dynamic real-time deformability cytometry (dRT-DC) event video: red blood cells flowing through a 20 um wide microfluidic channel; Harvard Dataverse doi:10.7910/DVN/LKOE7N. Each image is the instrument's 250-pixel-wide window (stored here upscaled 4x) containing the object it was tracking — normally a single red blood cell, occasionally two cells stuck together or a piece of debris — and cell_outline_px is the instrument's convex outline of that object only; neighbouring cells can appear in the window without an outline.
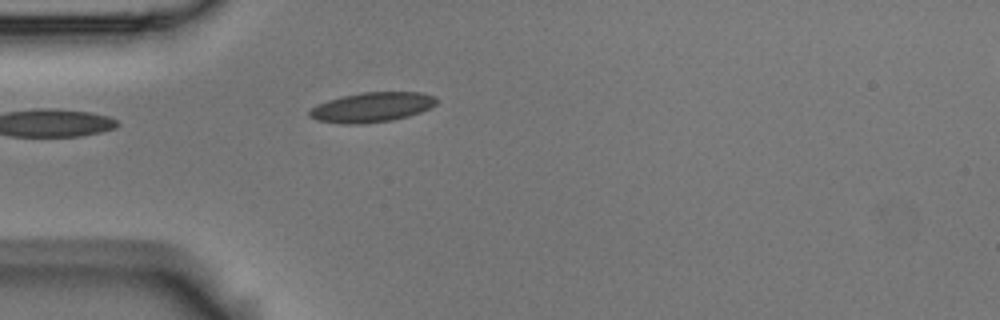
{"species": "Egyptian fruit bat (a non-hibernating species)", "species_latin": "Rousettus aegyptiacus", "temperature_condition": "room temperature", "stored_images_in_passage": 6, "camera_frame_rate_fps": 3000, "um_per_image_px": 0.085, "animal": {"sex": "male"}, "frame": {"image": 1, "passage_image": 6, "time_ms": 1.667, "image_size_px": [1000, 320], "cell_outline_px": [[436, 104], [420, 112], [408, 116], [392, 120], [364, 124], [344, 124], [316, 120], [308, 116], [308, 112], [312, 108], [328, 100], [344, 96], [364, 92], [420, 92], [436, 96]], "centroid_in_image_um": [31.61, 9.12], "position_along_channel_um": 53.4, "area_um2": 21.91}}